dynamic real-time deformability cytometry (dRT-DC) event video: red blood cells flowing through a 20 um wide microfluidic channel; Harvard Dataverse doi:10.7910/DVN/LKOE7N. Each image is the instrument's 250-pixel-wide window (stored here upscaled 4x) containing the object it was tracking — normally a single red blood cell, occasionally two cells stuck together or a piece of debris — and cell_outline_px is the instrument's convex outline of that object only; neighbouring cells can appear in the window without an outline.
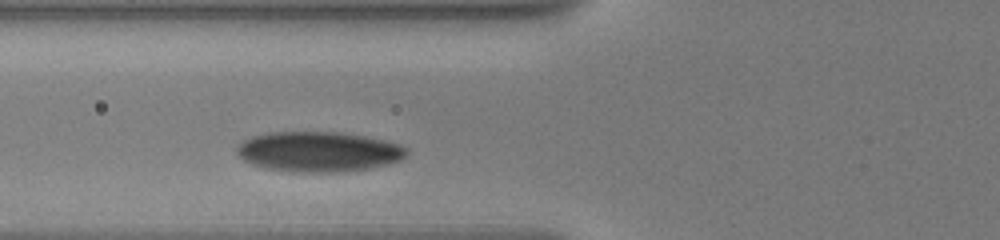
{"species": "human", "species_latin": "Homo sapiens", "temperature_condition": "warm", "stored_images_in_passage": 18, "camera_frame_rate_fps": 3000, "um_per_image_px": 0.085, "donor": {"sex": "male"}, "frame": {"image": 1, "passage_image": 3, "time_ms": 1.667, "image_size_px": [1000, 240], "cell_outline_px": [[408, 152], [400, 160], [388, 164], [368, 168], [344, 172], [292, 172], [264, 168], [252, 164], [244, 160], [236, 152], [236, 148], [244, 140], [252, 136], [268, 132], [340, 132], [364, 136], [384, 140], [400, 144], [408, 148]], "centroid_in_image_um": [27.08, 12.89], "position_along_channel_um": 98.7, "area_um2": 39.82}}
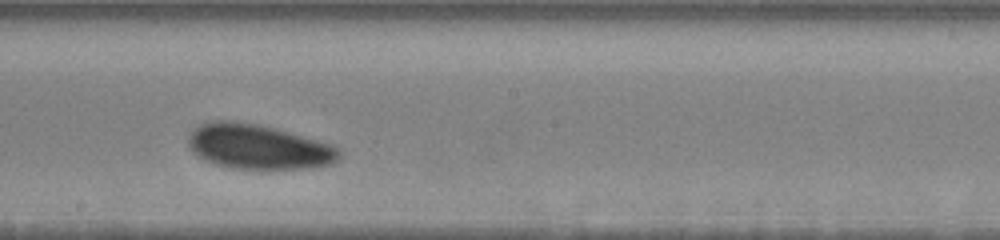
{"frame": {"image": 2, "passage_image": 9, "time_ms": 5.333, "image_size_px": [1000, 240], "cell_outline_px": [[340, 156], [332, 164], [312, 168], [268, 172], [232, 168], [216, 164], [204, 160], [196, 156], [188, 148], [188, 140], [192, 132], [200, 124], [216, 120], [236, 120], [260, 124], [276, 128], [332, 144], [340, 148]], "centroid_in_image_um": [21.98, 12.52], "position_along_channel_um": 226.2, "area_um2": 40.69}}
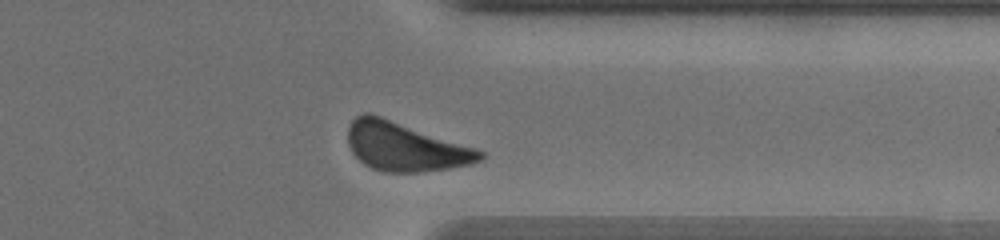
{"frame": {"image": 3, "passage_image": 16, "time_ms": 9.667, "image_size_px": [1000, 240], "cell_outline_px": [[484, 156], [480, 160], [472, 164], [448, 168], [420, 172], [384, 172], [372, 168], [364, 164], [352, 152], [348, 144], [348, 128], [352, 120], [356, 116], [364, 112], [368, 112], [476, 148], [484, 152]], "centroid_in_image_um": [34.41, 12.47], "position_along_channel_um": 377.0, "area_um2": 37.22}, "authors_computed_cell_mechanics": {"area_um2": 38.6393, "velocity_mm_per_s": 3.4739, "shape_relaxation_time_tau1_ms": 1.6052, "shape_relaxation_time_tau2_ms": null, "deformation_change_tau1": 0.0638, "deformation_change_tau2": null}}